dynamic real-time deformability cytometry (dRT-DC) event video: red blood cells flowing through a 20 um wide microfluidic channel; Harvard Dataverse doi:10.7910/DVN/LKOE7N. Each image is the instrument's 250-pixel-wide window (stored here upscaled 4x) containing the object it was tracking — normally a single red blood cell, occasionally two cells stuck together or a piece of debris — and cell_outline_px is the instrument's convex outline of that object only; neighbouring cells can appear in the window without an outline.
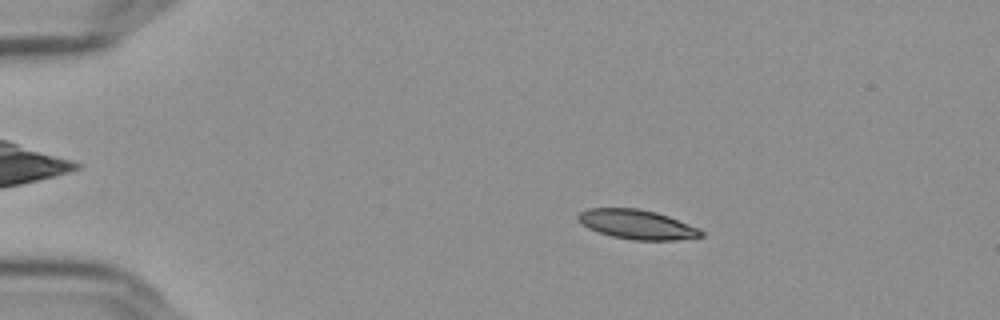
{"species": "Egyptian fruit bat (a non-hibernating species)", "species_latin": "Rousettus aegyptiacus", "temperature_condition": "cold", "stored_images_in_passage": 57, "camera_frame_rate_fps": 3000, "um_per_image_px": 0.085, "frame": {"image": 1, "passage_image": 11, "time_ms": 3.333, "image_size_px": [1000, 320], "cell_outline_px": [[704, 236], [676, 240], [632, 240], [612, 236], [588, 228], [580, 224], [576, 220], [576, 216], [580, 212], [588, 208], [640, 208], [656, 212], [668, 216], [700, 228], [704, 232]], "centroid_in_image_um": [54.14, 19.07], "position_along_channel_um": 30.9, "area_um2": 21.27}}
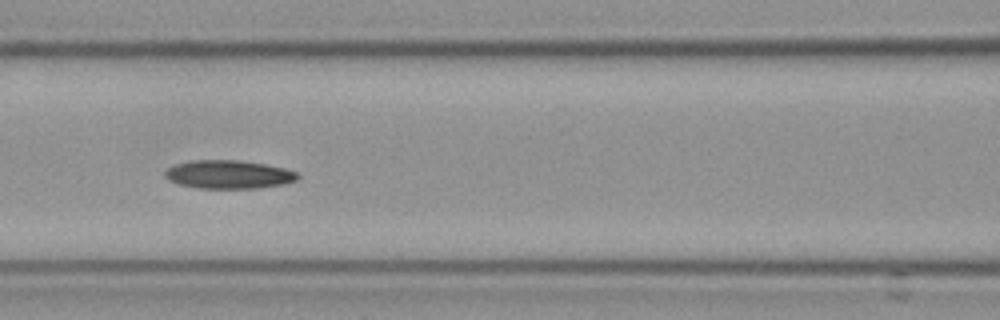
{"frame": {"image": 2, "passage_image": 26, "time_ms": 8.333, "image_size_px": [1000, 320], "cell_outline_px": [[300, 176], [296, 180], [284, 184], [260, 188], [196, 188], [180, 184], [168, 180], [164, 176], [164, 172], [168, 168], [176, 164], [192, 160], [240, 160], [264, 164], [284, 168], [296, 172]], "centroid_in_image_um": [19.43, 14.83], "position_along_channel_um": 147.2, "area_um2": 21.96}}
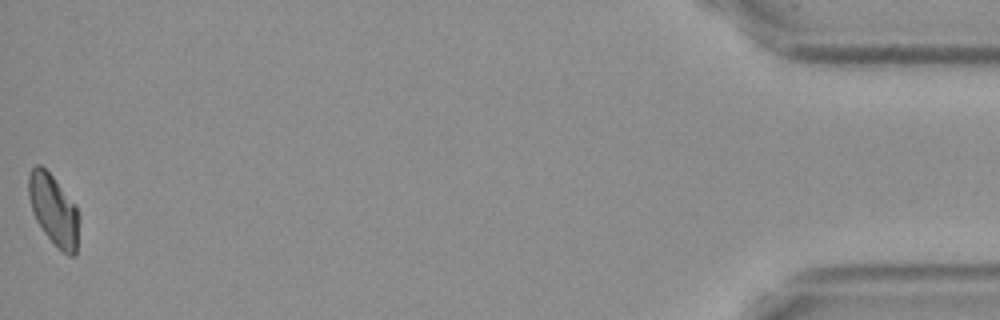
{"frame": {"image": 3, "passage_image": 57, "time_ms": 18.667, "image_size_px": [1000, 320], "cell_outline_px": [[80, 220], [76, 256], [68, 256], [44, 232], [36, 220], [28, 196], [28, 176], [32, 168], [36, 164], [40, 164], [52, 176], [76, 204]], "centroid_in_image_um": [4.59, 17.84], "position_along_channel_um": 430.6, "area_um2": 20.75}}